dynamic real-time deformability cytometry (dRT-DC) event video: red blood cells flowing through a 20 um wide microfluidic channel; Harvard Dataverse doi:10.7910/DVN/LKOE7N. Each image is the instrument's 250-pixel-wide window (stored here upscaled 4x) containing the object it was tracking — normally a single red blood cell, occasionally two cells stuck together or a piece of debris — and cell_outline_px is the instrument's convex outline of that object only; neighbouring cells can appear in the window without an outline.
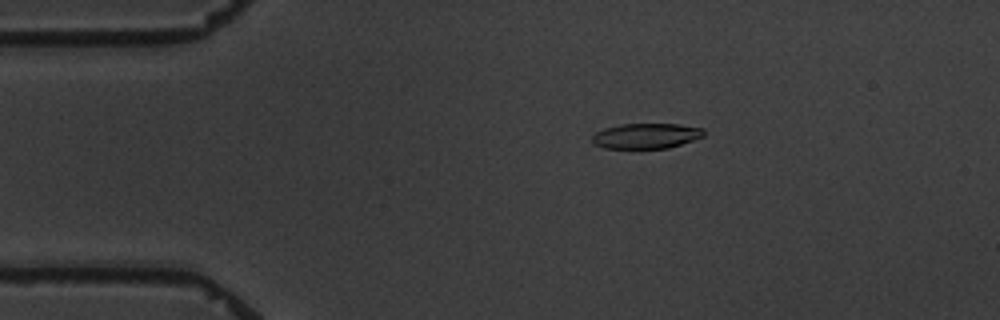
{"species": "common noctule bat (a hibernating species)", "species_latin": "Nyctalus noctula", "temperature_condition": "warm", "stored_images_in_passage": 7, "camera_frame_rate_fps": 3000, "um_per_image_px": 0.085, "animal": {"sex": "male", "body_mass_g": 19.5, "forearm_length_mm": 54.6}, "frame": {"image": 1, "passage_image": 4, "time_ms": 3.333, "image_size_px": [1000, 320], "cell_outline_px": [[704, 136], [668, 148], [604, 148], [596, 144], [592, 140], [592, 136], [596, 132], [604, 128], [620, 124], [676, 124], [704, 128]], "centroid_in_image_um": [54.92, 11.54], "position_along_channel_um": 30.1, "area_um2": 16.3}}
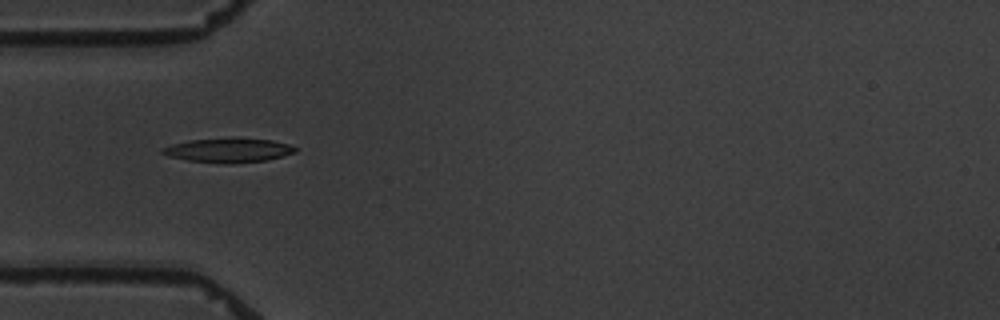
{"frame": {"image": 2, "passage_image": 6, "time_ms": 5.667, "image_size_px": [1000, 320], "cell_outline_px": [[296, 152], [268, 160], [228, 164], [220, 164], [188, 160], [168, 156], [160, 152], [160, 148], [172, 144], [188, 140], [228, 136], [232, 136], [272, 140], [288, 144], [296, 148]], "centroid_in_image_um": [19.38, 12.75], "position_along_channel_um": 65.6, "area_um2": 19.42}}
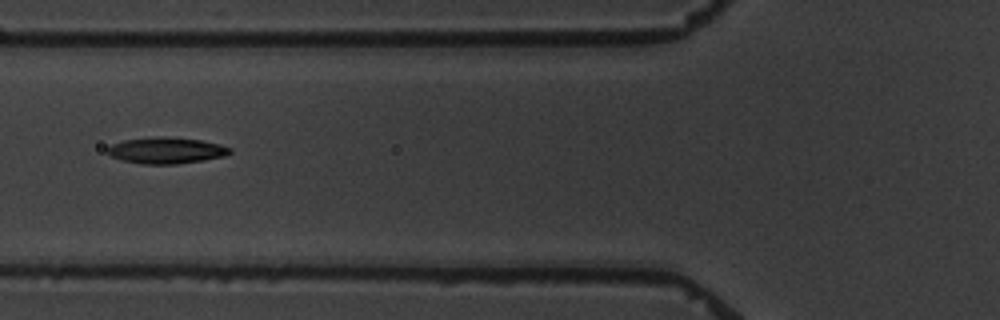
{"frame": {"image": 3, "passage_image": 7, "time_ms": 7.0, "image_size_px": [1000, 320], "cell_outline_px": [[232, 152], [224, 156], [204, 160], [176, 164], [140, 164], [124, 160], [112, 156], [108, 152], [108, 148], [112, 144], [124, 140], [160, 136], [200, 140], [220, 144], [232, 148]], "centroid_in_image_um": [14.17, 12.79], "position_along_channel_um": 111.6, "area_um2": 18.55}}